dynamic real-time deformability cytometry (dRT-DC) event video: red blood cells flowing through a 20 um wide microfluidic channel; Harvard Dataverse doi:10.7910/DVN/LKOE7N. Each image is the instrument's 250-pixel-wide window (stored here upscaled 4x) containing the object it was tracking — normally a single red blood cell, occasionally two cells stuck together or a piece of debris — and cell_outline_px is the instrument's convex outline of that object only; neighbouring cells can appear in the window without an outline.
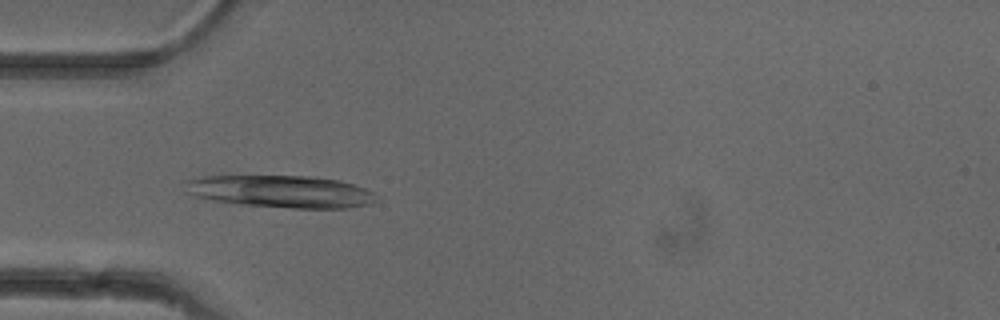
{"species": "common noctule bat (a hibernating species)", "species_latin": "Nyctalus noctula", "temperature_condition": "cold", "stored_images_in_passage": 50, "camera_frame_rate_fps": 3000, "um_per_image_px": 0.085, "animal": {"sex": "female"}, "frame": {"image": 1, "passage_image": 14, "time_ms": 4.333, "image_size_px": [1000, 320], "cell_outline_px": [[376, 200], [368, 204], [348, 208], [292, 208], [240, 204], [212, 200], [192, 196], [184, 192], [184, 180], [204, 176], [308, 176], [340, 180], [364, 188], [372, 192]], "centroid_in_image_um": [23.78, 16.27], "position_along_channel_um": 61.2, "area_um2": 36.01}}
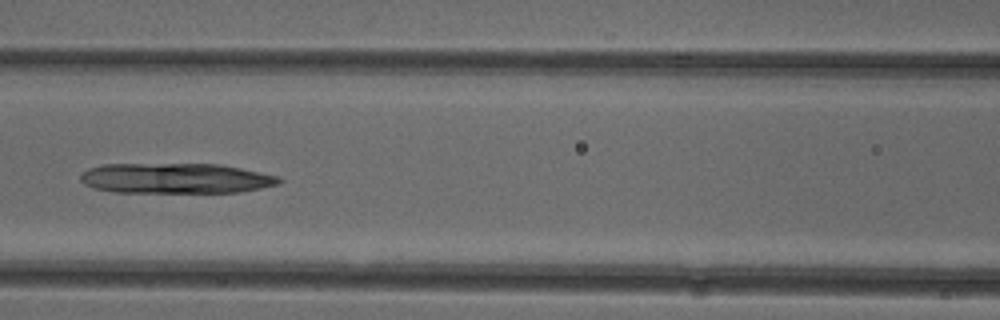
{"frame": {"image": 2, "passage_image": 21, "time_ms": 6.667, "image_size_px": [1000, 320], "cell_outline_px": [[284, 180], [280, 184], [240, 192], [116, 192], [92, 188], [84, 184], [80, 180], [80, 176], [88, 168], [104, 164], [220, 164], [240, 168], [276, 176]], "centroid_in_image_um": [14.91, 15.16], "position_along_channel_um": 151.7, "area_um2": 34.97}}
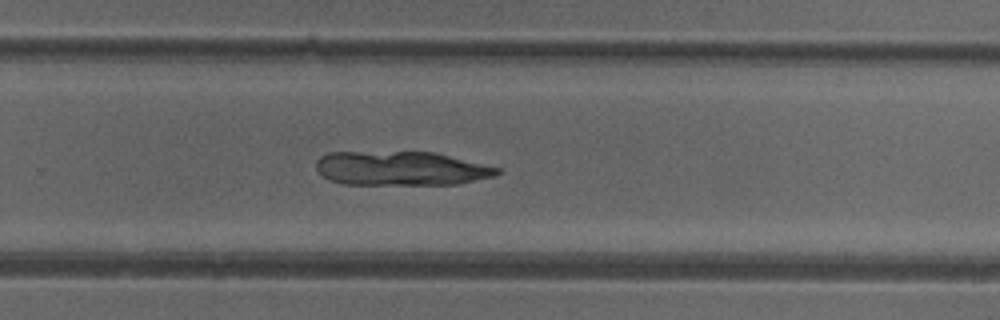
{"frame": {"image": 3, "passage_image": 32, "time_ms": 10.333, "image_size_px": [1000, 320], "cell_outline_px": [[500, 172], [496, 176], [460, 184], [344, 184], [328, 180], [316, 168], [316, 160], [320, 156], [328, 152], [432, 152], [500, 168]], "centroid_in_image_um": [34.07, 14.32], "position_along_channel_um": 295.7, "area_um2": 35.89}}